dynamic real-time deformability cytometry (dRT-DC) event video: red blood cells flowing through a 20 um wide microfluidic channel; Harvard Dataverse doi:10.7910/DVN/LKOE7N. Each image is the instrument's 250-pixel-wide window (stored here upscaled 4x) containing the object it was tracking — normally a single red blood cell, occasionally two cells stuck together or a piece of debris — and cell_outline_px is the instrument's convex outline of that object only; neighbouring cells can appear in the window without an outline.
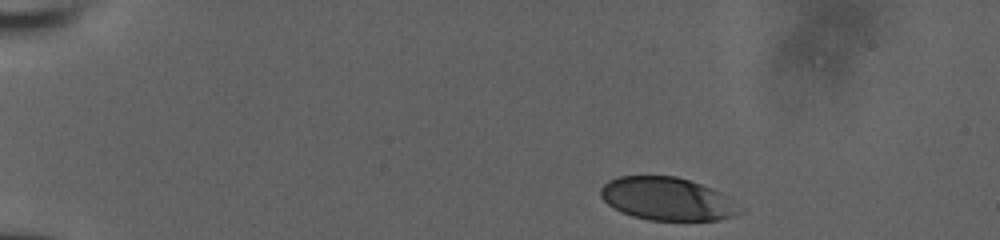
{"species": "human", "species_latin": "Homo sapiens", "temperature_condition": "room temperature", "stored_images_in_passage": 4, "camera_frame_rate_fps": 3000, "um_per_image_px": 0.085, "donor": {"sex": "male"}, "frame": {"image": 1, "passage_image": 1, "time_ms": 0.0, "image_size_px": [1000, 240], "cell_outline_px": [[744, 212], [736, 216], [720, 220], [648, 220], [632, 216], [620, 212], [608, 204], [600, 196], [600, 188], [608, 180], [616, 176], [676, 176], [712, 188], [720, 192], [744, 208]], "centroid_in_image_um": [56.73, 16.91], "position_along_channel_um": 28.3, "area_um2": 35.14}}